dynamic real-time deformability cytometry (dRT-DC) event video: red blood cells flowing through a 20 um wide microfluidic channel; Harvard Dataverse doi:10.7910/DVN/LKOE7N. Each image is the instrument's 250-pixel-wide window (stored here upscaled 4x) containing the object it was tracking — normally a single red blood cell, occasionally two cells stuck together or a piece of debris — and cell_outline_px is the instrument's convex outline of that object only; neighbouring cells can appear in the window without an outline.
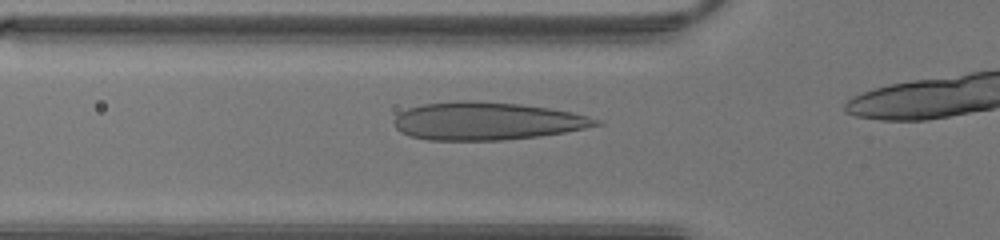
{"species": "human", "species_latin": "Homo sapiens", "temperature_condition": "warm", "stored_images_in_passage": 14, "camera_frame_rate_fps": 3000, "um_per_image_px": 0.085, "donor": {"sex": "male"}, "frame": {"image": 1, "passage_image": 10, "time_ms": 3.0, "image_size_px": [1000, 240], "cell_outline_px": [[604, 124], [564, 132], [540, 136], [504, 140], [428, 140], [408, 136], [400, 132], [396, 128], [392, 120], [400, 112], [408, 108], [424, 104], [464, 100], [468, 100], [520, 104], [548, 108], [572, 112], [600, 120]], "centroid_in_image_um": [41.34, 10.3], "position_along_channel_um": 84.5, "area_um2": 44.51}}
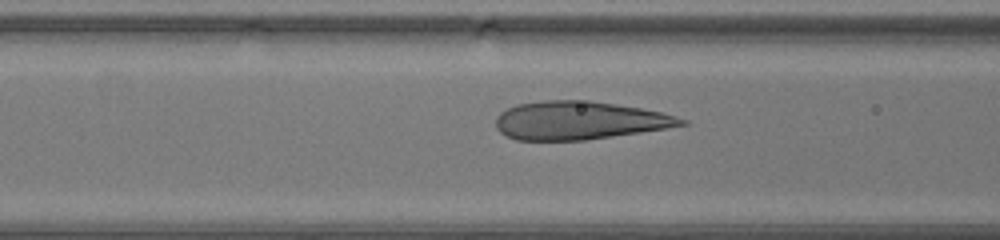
{"frame": {"image": 2, "passage_image": 12, "time_ms": 3.667, "image_size_px": [1000, 240], "cell_outline_px": [[688, 124], [640, 132], [584, 140], [516, 140], [500, 132], [496, 128], [496, 116], [500, 112], [516, 104], [544, 100], [588, 100], [616, 104], [640, 108], [660, 112], [688, 120]], "centroid_in_image_um": [49.19, 10.23], "position_along_channel_um": 117.4, "area_um2": 41.1}}